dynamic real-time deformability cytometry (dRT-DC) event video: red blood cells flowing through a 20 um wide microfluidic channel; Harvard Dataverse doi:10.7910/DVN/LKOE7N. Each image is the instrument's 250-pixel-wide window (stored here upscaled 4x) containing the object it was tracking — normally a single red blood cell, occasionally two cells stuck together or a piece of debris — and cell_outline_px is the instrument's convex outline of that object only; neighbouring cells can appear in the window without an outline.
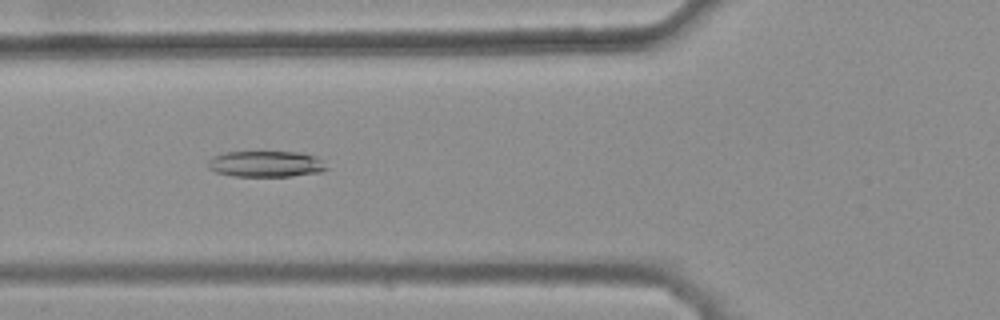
{"species": "common noctule bat (a hibernating species)", "species_latin": "Nyctalus noctula", "temperature_condition": "warm", "stored_images_in_passage": 29, "camera_frame_rate_fps": 3000, "um_per_image_px": 0.085, "animal": {"sex": "female", "body_mass_g": 25.1}, "frame": {"image": 1, "passage_image": 3, "time_ms": 0.667, "image_size_px": [1000, 320], "cell_outline_px": [[328, 168], [320, 172], [292, 176], [232, 176], [216, 172], [208, 168], [208, 160], [212, 156], [224, 152], [300, 152], [316, 156]], "centroid_in_image_um": [22.57, 13.93], "position_along_channel_um": 103.2, "area_um2": 18.03}}
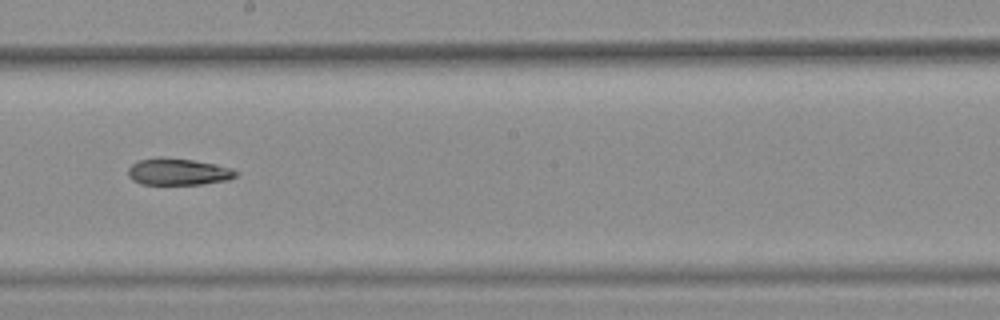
{"frame": {"image": 2, "passage_image": 13, "time_ms": 4.0, "image_size_px": [1000, 320], "cell_outline_px": [[240, 172], [236, 176], [228, 180], [200, 184], [140, 184], [132, 180], [128, 176], [128, 168], [132, 164], [140, 160], [160, 156], [164, 156], [192, 160], [216, 164], [232, 168]], "centroid_in_image_um": [15.15, 14.59], "position_along_channel_um": 233.1, "area_um2": 16.99}}
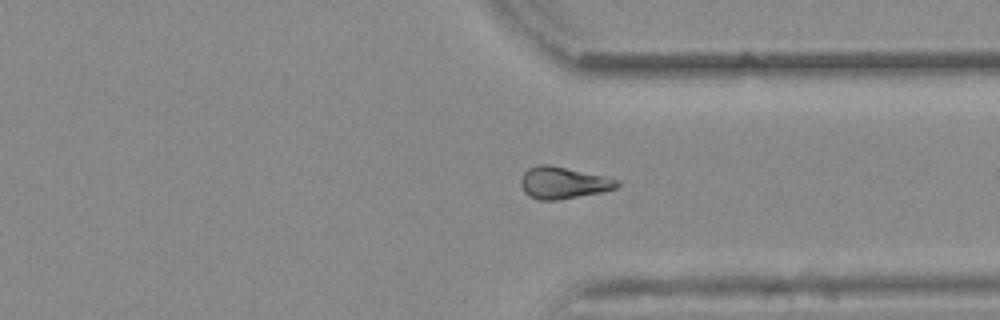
{"frame": {"image": 3, "passage_image": 23, "time_ms": 7.333, "image_size_px": [1000, 320], "cell_outline_px": [[620, 184], [616, 188], [600, 192], [560, 200], [540, 200], [528, 196], [524, 192], [520, 184], [520, 180], [524, 172], [528, 168], [540, 164], [548, 164], [604, 176], [620, 180]], "centroid_in_image_um": [47.85, 15.54], "position_along_channel_um": 363.6, "area_um2": 17.86}}